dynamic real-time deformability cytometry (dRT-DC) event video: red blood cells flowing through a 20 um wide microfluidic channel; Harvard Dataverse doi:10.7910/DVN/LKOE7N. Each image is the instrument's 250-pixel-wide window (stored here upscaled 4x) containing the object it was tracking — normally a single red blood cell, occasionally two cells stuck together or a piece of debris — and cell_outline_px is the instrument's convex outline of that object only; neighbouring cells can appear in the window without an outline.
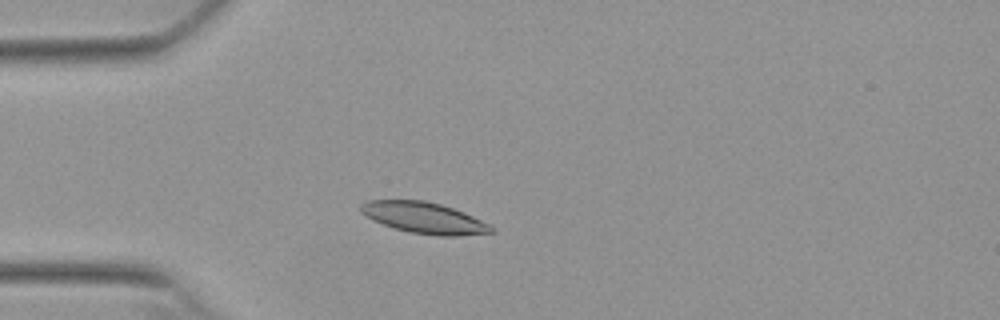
{"species": "Egyptian fruit bat (a non-hibernating species)", "species_latin": "Rousettus aegyptiacus", "temperature_condition": "warm", "stored_images_in_passage": 50, "camera_frame_rate_fps": 3000, "um_per_image_px": 0.085, "animal": {"sex": "female"}, "frame": {"image": 1, "passage_image": 11, "time_ms": 3.333, "image_size_px": [1000, 320], "cell_outline_px": [[496, 232], [456, 236], [440, 236], [408, 232], [392, 228], [372, 220], [360, 212], [360, 204], [368, 200], [424, 200], [440, 204], [464, 212], [492, 224], [496, 228]], "centroid_in_image_um": [36.08, 18.52], "position_along_channel_um": 48.9, "area_um2": 24.04}}
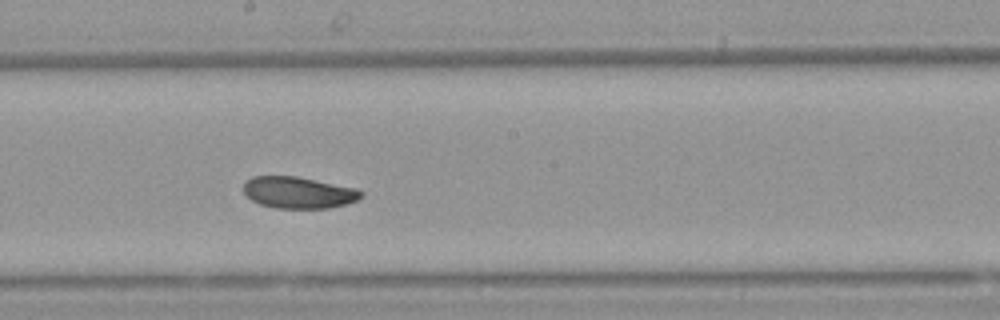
{"frame": {"image": 2, "passage_image": 26, "time_ms": 8.333, "image_size_px": [1000, 320], "cell_outline_px": [[364, 196], [348, 204], [328, 208], [276, 208], [260, 204], [252, 200], [244, 192], [244, 184], [252, 176], [296, 176], [356, 188], [364, 192]], "centroid_in_image_um": [25.4, 16.37], "position_along_channel_um": 222.8, "area_um2": 21.62}}
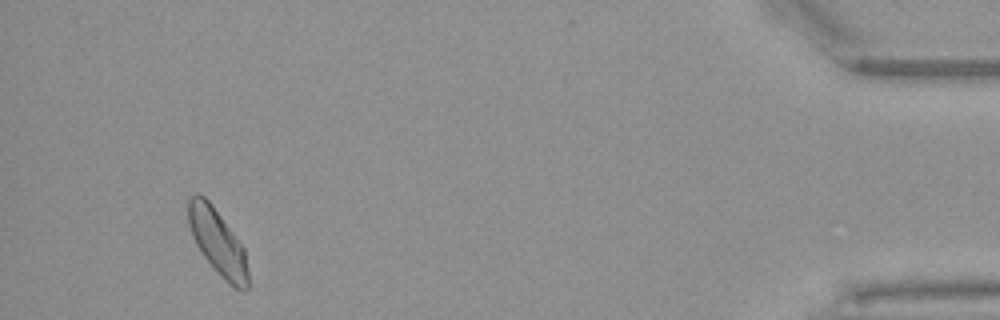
{"frame": {"image": 3, "passage_image": 47, "time_ms": 15.333, "image_size_px": [1000, 320], "cell_outline_px": [[248, 288], [244, 292], [228, 284], [224, 280], [204, 256], [196, 244], [192, 236], [188, 224], [188, 196], [196, 192], [204, 196], [212, 204], [244, 248], [248, 272]], "centroid_in_image_um": [18.48, 20.56], "position_along_channel_um": 416.7, "area_um2": 22.83}, "authors_computed_cell_mechanics": {"area_um2": 22.4264, "velocity_mm_per_s": 3.7825, "shape_relaxation_time_tau1_ms": 3.7755, "shape_relaxation_time_tau2_ms": 3.6992, "deformation_change_tau1": 0.1129, "deformation_change_tau2": 0.0873}}